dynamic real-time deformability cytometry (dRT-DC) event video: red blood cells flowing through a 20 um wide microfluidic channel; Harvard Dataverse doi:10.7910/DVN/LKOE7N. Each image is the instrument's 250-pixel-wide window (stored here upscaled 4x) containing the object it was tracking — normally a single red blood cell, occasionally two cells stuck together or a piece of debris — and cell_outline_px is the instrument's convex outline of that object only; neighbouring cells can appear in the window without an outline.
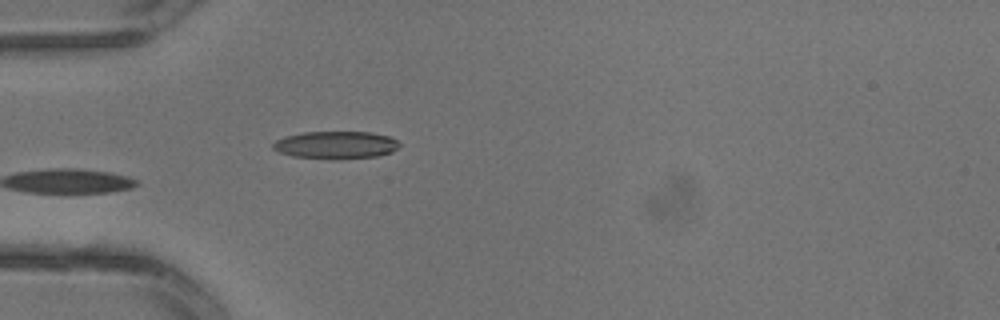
{"species": "common noctule bat (a hibernating species)", "species_latin": "Nyctalus noctula", "temperature_condition": "warm", "stored_images_in_passage": 3, "camera_frame_rate_fps": 3000, "um_per_image_px": 0.085, "animal": {"sex": "male", "body_mass_g": 13.3}, "frame": {"image": 1, "passage_image": 3, "time_ms": 0.667, "image_size_px": [1000, 320], "cell_outline_px": [[400, 144], [392, 152], [380, 156], [336, 160], [332, 160], [292, 156], [280, 152], [272, 148], [272, 144], [276, 140], [284, 136], [304, 132], [368, 132], [388, 136], [396, 140]], "centroid_in_image_um": [28.53, 12.34], "position_along_channel_um": 56.5, "area_um2": 20.52}}